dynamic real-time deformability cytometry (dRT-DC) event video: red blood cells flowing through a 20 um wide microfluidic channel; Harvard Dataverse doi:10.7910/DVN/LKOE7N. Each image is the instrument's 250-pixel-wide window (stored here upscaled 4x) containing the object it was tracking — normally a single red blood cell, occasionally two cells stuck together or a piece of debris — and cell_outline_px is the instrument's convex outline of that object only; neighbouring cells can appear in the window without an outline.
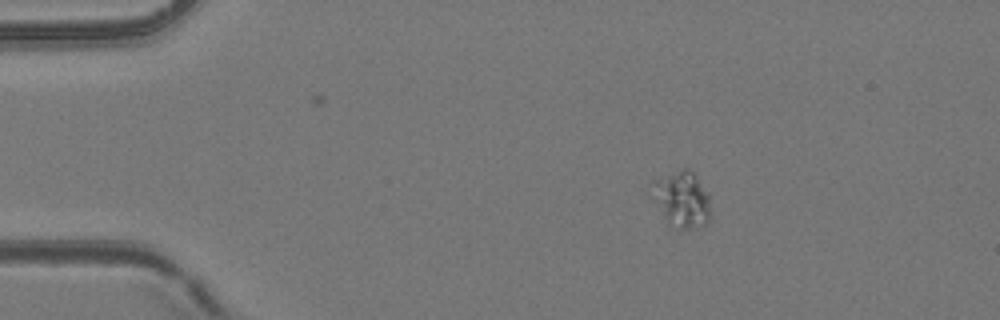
{"species": "common noctule bat (a hibernating species)", "species_latin": "Nyctalus noctula", "temperature_condition": "room temperature", "stored_images_in_passage": 46, "camera_frame_rate_fps": 3000, "um_per_image_px": 0.085, "animal": {"sex": "female", "body_mass_g": 24.6, "forearm_length_mm": 56.2}, "frame": {"image": 1, "passage_image": 1, "time_ms": 0.0, "image_size_px": [1000, 320], "cell_outline_px": [[708, 220], [704, 224], [688, 228], [668, 228], [652, 180], [684, 168], [688, 168], [696, 176], [708, 192]], "centroid_in_image_um": [58.0, 16.93], "position_along_channel_um": 27.0, "area_um2": 18.09}}
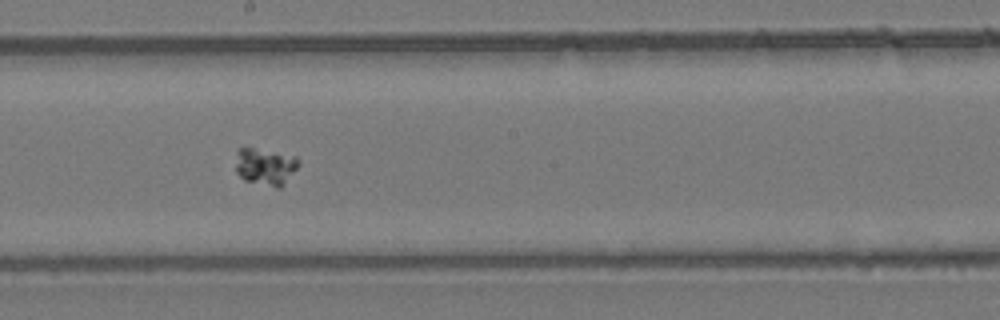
{"frame": {"image": 2, "passage_image": 22, "time_ms": 7.0, "image_size_px": [1000, 320], "cell_outline_px": [[300, 164], [284, 184], [280, 188], [276, 188], [244, 180], [236, 172], [236, 152], [240, 148], [252, 148], [296, 156], [300, 160]], "centroid_in_image_um": [22.56, 14.17], "position_along_channel_um": 225.6, "area_um2": 13.58}}
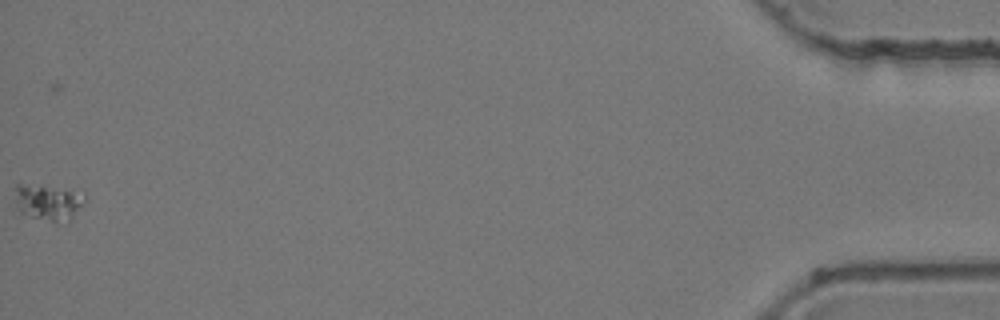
{"frame": {"image": 3, "passage_image": 46, "time_ms": 15.0, "image_size_px": [1000, 320], "cell_outline_px": [[88, 200], [72, 220], [68, 224], [56, 224], [20, 212], [16, 204], [16, 184], [20, 184], [52, 188], [72, 192]], "centroid_in_image_um": [4.14, 17.29], "position_along_channel_um": 431.1, "area_um2": 14.39}}